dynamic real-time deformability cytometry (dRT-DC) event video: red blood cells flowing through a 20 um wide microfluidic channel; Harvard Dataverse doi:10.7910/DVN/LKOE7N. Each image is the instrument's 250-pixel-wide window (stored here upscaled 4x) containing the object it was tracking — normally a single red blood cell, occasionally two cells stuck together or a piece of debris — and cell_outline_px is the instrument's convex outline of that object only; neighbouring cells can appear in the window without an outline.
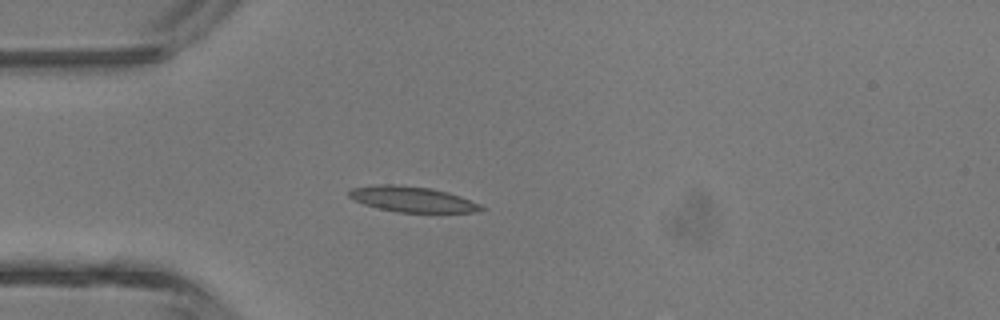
{"species": "common noctule bat (a hibernating species)", "species_latin": "Nyctalus noctula", "temperature_condition": "room temperature", "stored_images_in_passage": 3, "camera_frame_rate_fps": 3000, "um_per_image_px": 0.085, "animal": {"sex": "male", "body_mass_g": 13.3}, "frame": {"image": 1, "passage_image": 3, "time_ms": 3.0, "image_size_px": [1000, 320], "cell_outline_px": [[488, 208], [476, 212], [396, 212], [364, 204], [348, 196], [348, 192], [352, 188], [380, 184], [392, 184], [432, 188], [448, 192], [460, 196], [480, 204]], "centroid_in_image_um": [35.08, 16.93], "position_along_channel_um": 49.9, "area_um2": 19.54}}